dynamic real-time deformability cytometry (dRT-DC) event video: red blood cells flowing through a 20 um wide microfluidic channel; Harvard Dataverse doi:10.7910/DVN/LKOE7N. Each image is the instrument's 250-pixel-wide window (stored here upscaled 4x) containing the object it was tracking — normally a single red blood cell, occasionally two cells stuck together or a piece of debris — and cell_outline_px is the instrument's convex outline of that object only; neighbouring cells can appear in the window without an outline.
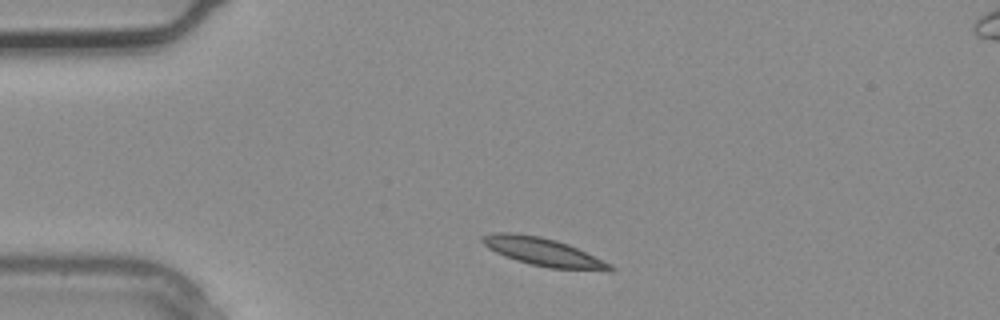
{"species": "common noctule bat (a hibernating species)", "species_latin": "Nyctalus noctula", "temperature_condition": "warm", "stored_images_in_passage": 2, "camera_frame_rate_fps": 3000, "um_per_image_px": 0.085, "animal": {"sex": "male", "body_mass_g": 20.4}, "frame": {"image": 1, "passage_image": 1, "time_ms": 0.0, "image_size_px": [1000, 320], "cell_outline_px": [[616, 268], [612, 272], [608, 272], [548, 268], [516, 260], [504, 256], [488, 248], [480, 240], [480, 236], [496, 232], [508, 232], [540, 236], [556, 240], [568, 244], [604, 260], [612, 264]], "centroid_in_image_um": [46.24, 21.44], "position_along_channel_um": 38.8, "area_um2": 21.21}}